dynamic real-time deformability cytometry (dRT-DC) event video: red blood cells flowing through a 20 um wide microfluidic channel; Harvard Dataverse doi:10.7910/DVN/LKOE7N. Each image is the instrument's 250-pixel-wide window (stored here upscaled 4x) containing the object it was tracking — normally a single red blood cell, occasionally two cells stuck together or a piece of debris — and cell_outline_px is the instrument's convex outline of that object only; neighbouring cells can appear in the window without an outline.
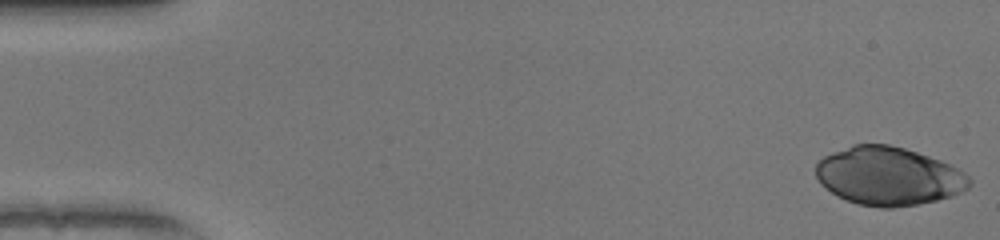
{"species": "human", "species_latin": "Homo sapiens", "temperature_condition": "warm", "stored_images_in_passage": 50, "camera_frame_rate_fps": 3000, "um_per_image_px": 0.085, "donor": {"sex": "female"}, "frame": {"image": 1, "passage_image": 1, "time_ms": 0.0, "image_size_px": [1000, 240], "cell_outline_px": [[972, 184], [968, 188], [952, 196], [920, 204], [892, 208], [880, 208], [856, 204], [832, 192], [820, 184], [816, 176], [816, 164], [824, 156], [832, 152], [852, 144], [888, 144], [904, 148], [952, 164], [964, 172], [972, 180]], "centroid_in_image_um": [75.54, 14.97], "position_along_channel_um": 9.5, "area_um2": 52.37}}
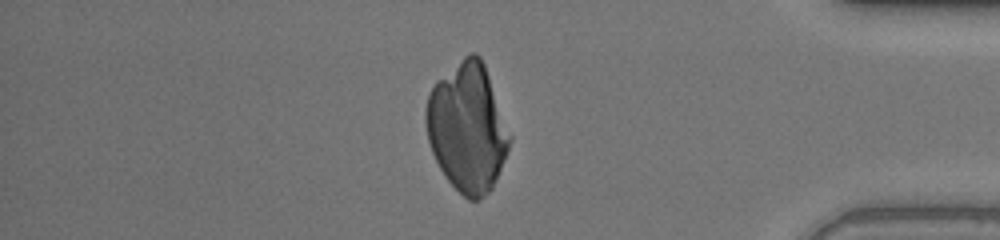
{"frame": {"image": 2, "passage_image": 43, "time_ms": 14.0, "image_size_px": [1000, 240], "cell_outline_px": [[512, 140], [504, 160], [492, 188], [480, 200], [468, 200], [444, 176], [432, 152], [428, 140], [424, 120], [424, 112], [428, 96], [436, 80], [468, 52], [476, 52], [480, 56], [484, 64], [512, 136]], "centroid_in_image_um": [39.72, 10.83], "position_along_channel_um": 395.5, "area_um2": 62.83}}
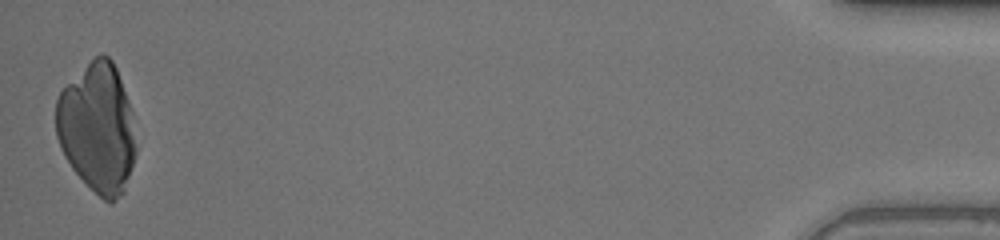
{"frame": {"image": 3, "passage_image": 50, "time_ms": 16.333, "image_size_px": [1000, 240], "cell_outline_px": [[136, 156], [124, 192], [112, 204], [108, 204], [72, 168], [64, 156], [60, 148], [56, 136], [56, 100], [60, 92], [92, 56], [100, 52], [108, 56], [112, 60], [116, 68], [128, 100], [132, 112], [136, 148]], "centroid_in_image_um": [8.28, 10.85], "position_along_channel_um": 426.9, "area_um2": 60.63}}